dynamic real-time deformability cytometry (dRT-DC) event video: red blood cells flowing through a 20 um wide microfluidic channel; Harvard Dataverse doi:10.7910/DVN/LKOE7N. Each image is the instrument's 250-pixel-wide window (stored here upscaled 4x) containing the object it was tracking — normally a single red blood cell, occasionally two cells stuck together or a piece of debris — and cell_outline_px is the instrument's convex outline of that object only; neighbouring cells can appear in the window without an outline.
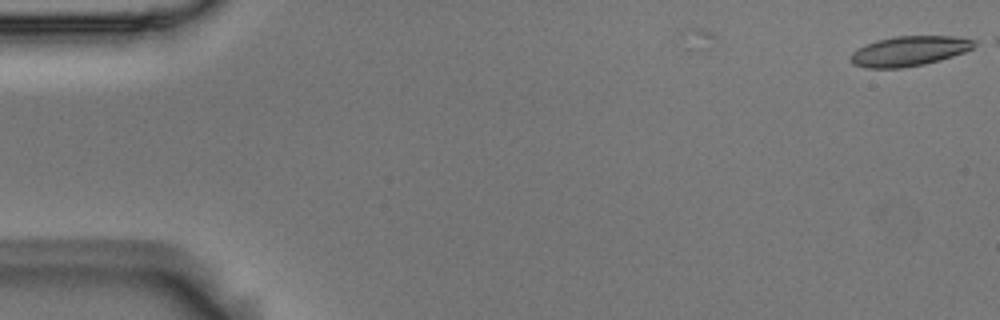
{"species": "Egyptian fruit bat (a non-hibernating species)", "species_latin": "Rousettus aegyptiacus", "temperature_condition": "room temperature", "stored_images_in_passage": 4, "camera_frame_rate_fps": 3000, "um_per_image_px": 0.085, "animal": {"sex": "male"}, "frame": {"image": 1, "passage_image": 4, "time_ms": 1.0, "image_size_px": [1000, 320], "cell_outline_px": [[980, 44], [964, 52], [940, 60], [924, 64], [900, 68], [868, 68], [852, 64], [848, 60], [848, 56], [856, 48], [864, 44], [876, 40], [896, 36], [952, 36], [976, 40]], "centroid_in_image_um": [77.24, 4.34], "position_along_channel_um": 7.8, "area_um2": 21.85}}